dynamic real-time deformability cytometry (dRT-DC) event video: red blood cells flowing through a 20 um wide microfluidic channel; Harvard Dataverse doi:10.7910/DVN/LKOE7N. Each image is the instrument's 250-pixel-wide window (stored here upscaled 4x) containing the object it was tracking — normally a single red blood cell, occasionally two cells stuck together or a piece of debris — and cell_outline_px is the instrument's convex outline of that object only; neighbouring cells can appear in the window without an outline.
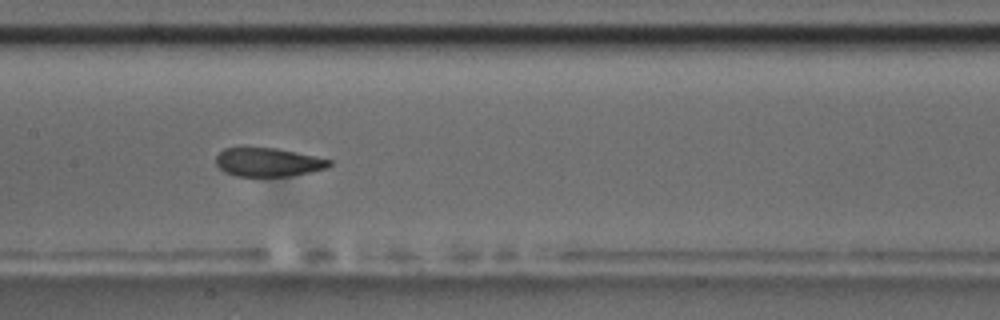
{"species": "common noctule bat (a hibernating species)", "species_latin": "Nyctalus noctula", "temperature_condition": "room temperature", "stored_images_in_passage": 10, "camera_frame_rate_fps": 3000, "um_per_image_px": 0.085, "animal": {"sex": "male", "body_mass_g": 17.5, "forearm_length_mm": 52.3}, "frame": {"image": 1, "passage_image": 9, "time_ms": 9.0, "image_size_px": [1000, 320], "cell_outline_px": [[332, 164], [328, 168], [292, 176], [236, 176], [224, 172], [216, 164], [216, 156], [224, 148], [276, 148], [296, 152], [332, 160]], "centroid_in_image_um": [22.81, 13.79], "position_along_channel_um": 184.6, "area_um2": 18.9}}